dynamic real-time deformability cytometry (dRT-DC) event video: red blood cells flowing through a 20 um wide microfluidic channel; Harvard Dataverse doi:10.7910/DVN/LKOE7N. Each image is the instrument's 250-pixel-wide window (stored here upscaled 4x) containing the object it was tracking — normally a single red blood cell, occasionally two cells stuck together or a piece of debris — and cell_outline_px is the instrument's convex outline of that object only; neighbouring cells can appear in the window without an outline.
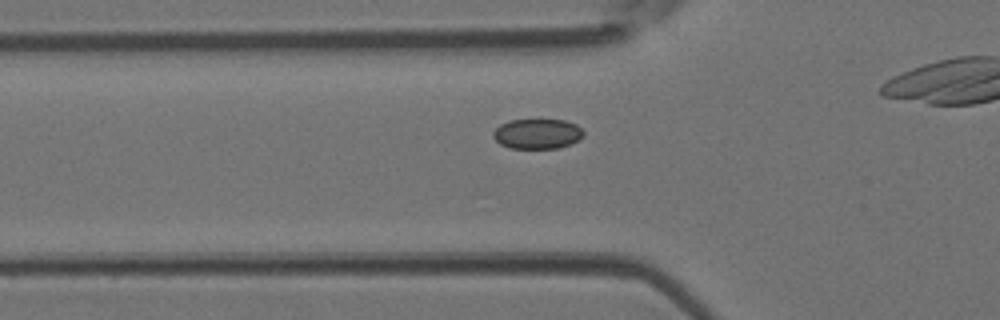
{"species": "Egyptian fruit bat (a non-hibernating species)", "species_latin": "Rousettus aegyptiacus", "temperature_condition": "room temperature", "stored_images_in_passage": 27, "camera_frame_rate_fps": 3000, "um_per_image_px": 0.085, "animal": {"sex": "female"}, "frame": {"image": 1, "passage_image": 5, "time_ms": 1.333, "image_size_px": [1000, 320], "cell_outline_px": [[584, 136], [580, 140], [572, 144], [556, 148], [512, 148], [500, 144], [492, 136], [492, 132], [500, 124], [512, 120], [564, 120], [576, 124], [584, 132]], "centroid_in_image_um": [45.69, 11.38], "position_along_channel_um": 80.1, "area_um2": 15.84}}
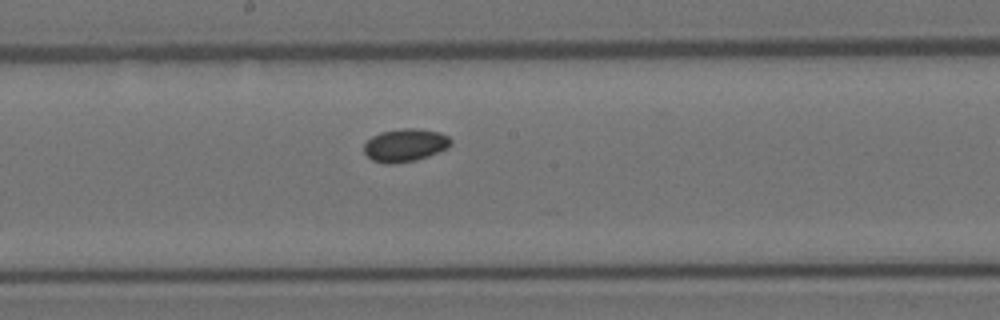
{"frame": {"image": 2, "passage_image": 14, "time_ms": 4.333, "image_size_px": [1000, 320], "cell_outline_px": [[452, 144], [448, 148], [428, 156], [416, 160], [392, 164], [384, 164], [372, 160], [364, 152], [364, 144], [372, 136], [380, 132], [404, 128], [416, 128], [440, 132], [448, 136], [452, 140]], "centroid_in_image_um": [34.45, 12.34], "position_along_channel_um": 213.8, "area_um2": 16.76}}
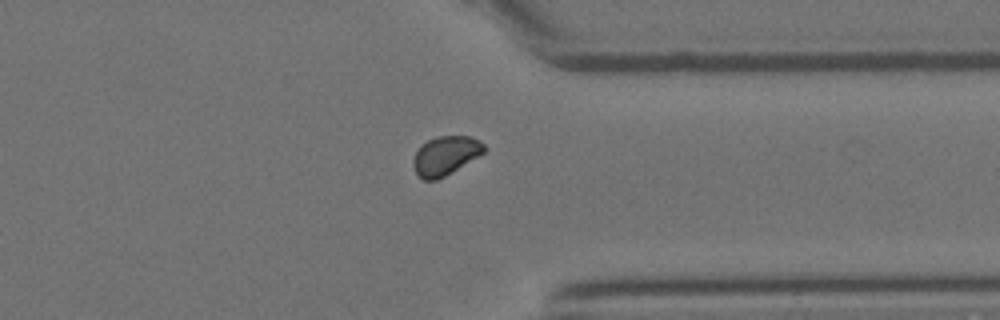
{"frame": {"image": 3, "passage_image": 25, "time_ms": 8.0, "image_size_px": [1000, 320], "cell_outline_px": [[484, 152], [444, 176], [436, 180], [424, 180], [416, 172], [412, 164], [412, 160], [416, 152], [428, 140], [436, 136], [468, 136], [480, 140], [484, 144]], "centroid_in_image_um": [37.85, 13.21], "position_along_channel_um": 373.6, "area_um2": 15.66}}